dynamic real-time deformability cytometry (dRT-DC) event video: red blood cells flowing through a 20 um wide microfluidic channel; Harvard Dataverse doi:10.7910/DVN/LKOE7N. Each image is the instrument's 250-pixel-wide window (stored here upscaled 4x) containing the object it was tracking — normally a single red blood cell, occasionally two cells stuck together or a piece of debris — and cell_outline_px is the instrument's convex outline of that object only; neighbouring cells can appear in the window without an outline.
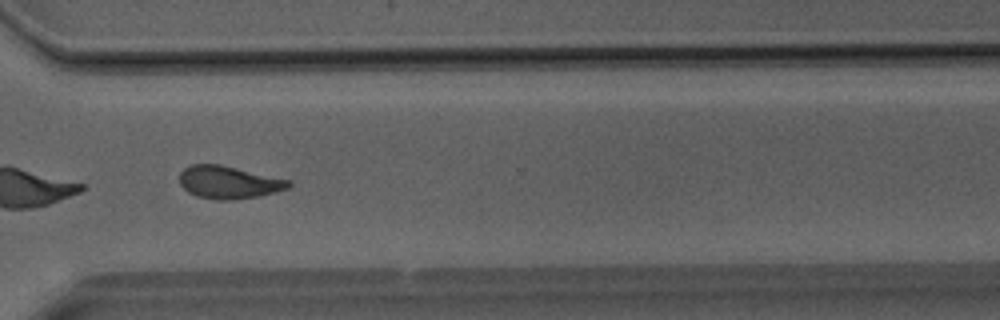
{"species": "Egyptian fruit bat (a non-hibernating species)", "species_latin": "Rousettus aegyptiacus", "temperature_condition": "room temperature", "stored_images_in_passage": 40, "camera_frame_rate_fps": 3000, "um_per_image_px": 0.085, "animal": {"sex": "male"}, "frame": {"image": 1, "passage_image": 29, "time_ms": 9.333, "image_size_px": [1000, 320], "cell_outline_px": [[292, 184], [288, 188], [256, 196], [232, 200], [216, 200], [196, 196], [188, 192], [180, 184], [180, 172], [184, 168], [192, 164], [220, 164], [292, 180]], "centroid_in_image_um": [19.43, 15.48], "position_along_channel_um": 351.2, "area_um2": 20.75}}
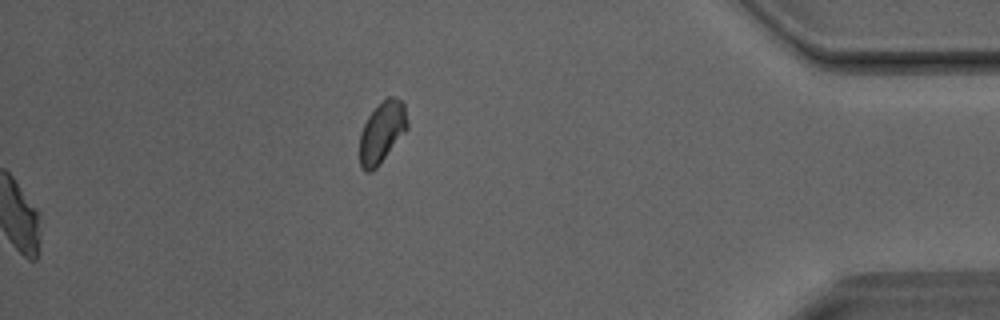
{"frame": {"image": 2, "passage_image": 40, "time_ms": 13.0, "image_size_px": [1000, 320], "cell_outline_px": [[408, 128], [376, 168], [372, 172], [368, 172], [360, 168], [360, 132], [368, 116], [388, 96], [392, 96], [400, 100], [404, 104], [408, 120]], "centroid_in_image_um": [32.47, 11.25], "position_along_channel_um": 402.7, "area_um2": 16.82}}